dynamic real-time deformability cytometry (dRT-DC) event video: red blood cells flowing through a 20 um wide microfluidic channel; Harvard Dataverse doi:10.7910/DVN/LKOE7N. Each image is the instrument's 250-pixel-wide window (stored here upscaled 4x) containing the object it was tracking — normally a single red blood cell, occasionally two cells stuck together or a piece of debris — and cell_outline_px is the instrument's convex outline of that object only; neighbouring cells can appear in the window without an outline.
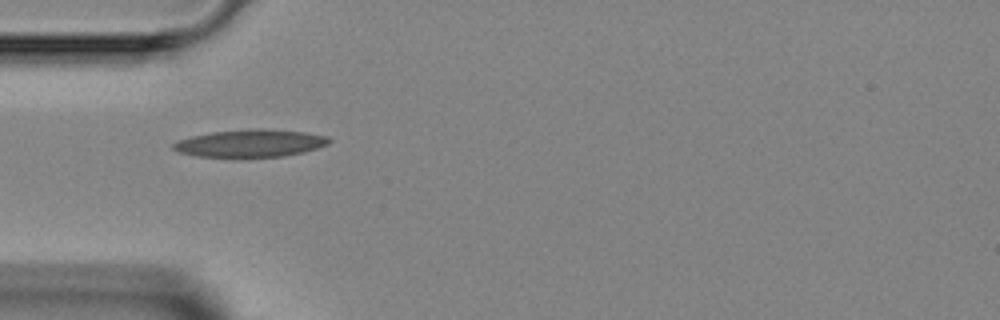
{"species": "Egyptian fruit bat (a non-hibernating species)", "species_latin": "Rousettus aegyptiacus", "temperature_condition": "room temperature", "stored_images_in_passage": 2, "camera_frame_rate_fps": 3000, "um_per_image_px": 0.085, "animal": {"sex": "female"}, "frame": {"image": 1, "passage_image": 1, "time_ms": 0.0, "image_size_px": [1000, 320], "cell_outline_px": [[332, 140], [328, 144], [304, 152], [284, 156], [196, 156], [180, 152], [172, 148], [172, 144], [180, 140], [192, 136], [212, 132], [248, 128], [264, 128], [304, 132], [328, 136]], "centroid_in_image_um": [21.32, 12.15], "position_along_channel_um": 63.7, "area_um2": 24.74}}
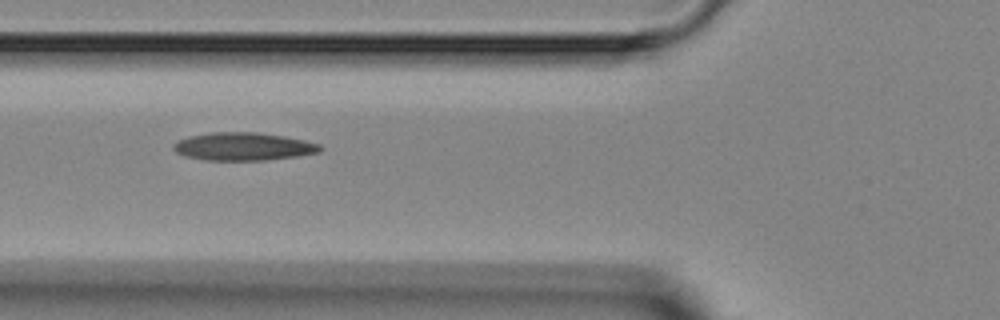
{"frame": {"image": 2, "passage_image": 2, "time_ms": 1.0, "image_size_px": [1000, 320], "cell_outline_px": [[324, 148], [320, 152], [296, 156], [264, 160], [204, 160], [184, 156], [176, 152], [172, 148], [172, 144], [176, 140], [188, 136], [208, 132], [256, 132], [284, 136], [304, 140], [320, 144]], "centroid_in_image_um": [20.64, 12.44], "position_along_channel_um": 105.2, "area_um2": 24.1}}